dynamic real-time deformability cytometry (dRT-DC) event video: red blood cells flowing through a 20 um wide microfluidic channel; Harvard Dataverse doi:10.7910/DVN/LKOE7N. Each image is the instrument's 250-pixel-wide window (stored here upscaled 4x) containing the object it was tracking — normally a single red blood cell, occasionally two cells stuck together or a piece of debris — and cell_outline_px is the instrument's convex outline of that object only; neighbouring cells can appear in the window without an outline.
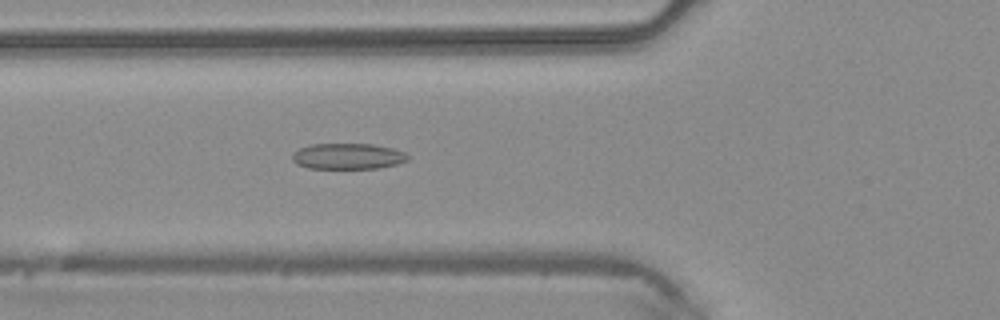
{"species": "common noctule bat (a hibernating species)", "species_latin": "Nyctalus noctula", "temperature_condition": "warm", "stored_images_in_passage": 44, "camera_frame_rate_fps": 3000, "um_per_image_px": 0.085, "animal": {"sex": "male", "body_mass_g": 20.4}, "frame": {"image": 1, "passage_image": 15, "time_ms": 4.667, "image_size_px": [1000, 320], "cell_outline_px": [[408, 160], [396, 164], [376, 168], [308, 168], [296, 164], [292, 160], [292, 152], [300, 148], [312, 144], [372, 144], [392, 148], [404, 152], [408, 156]], "centroid_in_image_um": [29.53, 13.28], "position_along_channel_um": 96.3, "area_um2": 17.34}}
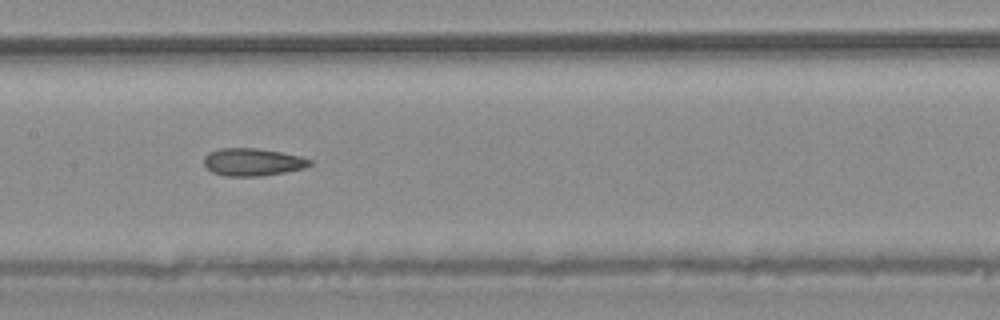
{"frame": {"image": 2, "passage_image": 21, "time_ms": 6.667, "image_size_px": [1000, 320], "cell_outline_px": [[312, 164], [304, 168], [284, 172], [260, 176], [228, 176], [212, 172], [204, 164], [204, 156], [208, 152], [220, 148], [256, 148], [280, 152], [300, 156], [312, 160]], "centroid_in_image_um": [21.46, 13.77], "position_along_channel_um": 185.9, "area_um2": 16.94}}
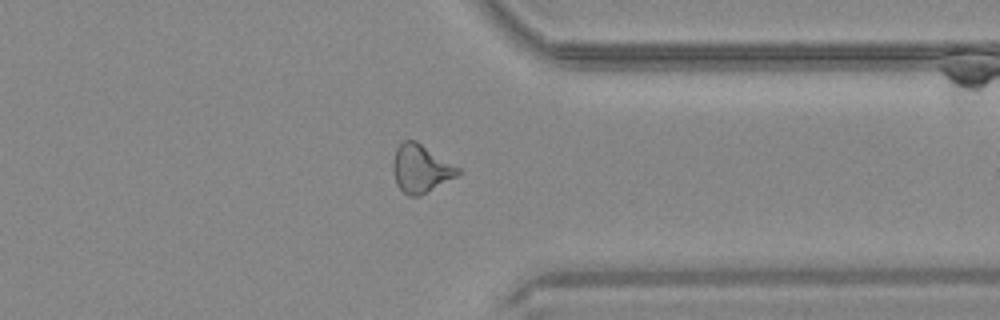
{"frame": {"image": 3, "passage_image": 34, "time_ms": 11.0, "image_size_px": [1000, 320], "cell_outline_px": [[464, 172], [420, 196], [408, 196], [396, 184], [392, 172], [392, 164], [396, 148], [404, 140], [416, 140], [460, 168]], "centroid_in_image_um": [35.76, 14.33], "position_along_channel_um": 375.6, "area_um2": 18.26}}